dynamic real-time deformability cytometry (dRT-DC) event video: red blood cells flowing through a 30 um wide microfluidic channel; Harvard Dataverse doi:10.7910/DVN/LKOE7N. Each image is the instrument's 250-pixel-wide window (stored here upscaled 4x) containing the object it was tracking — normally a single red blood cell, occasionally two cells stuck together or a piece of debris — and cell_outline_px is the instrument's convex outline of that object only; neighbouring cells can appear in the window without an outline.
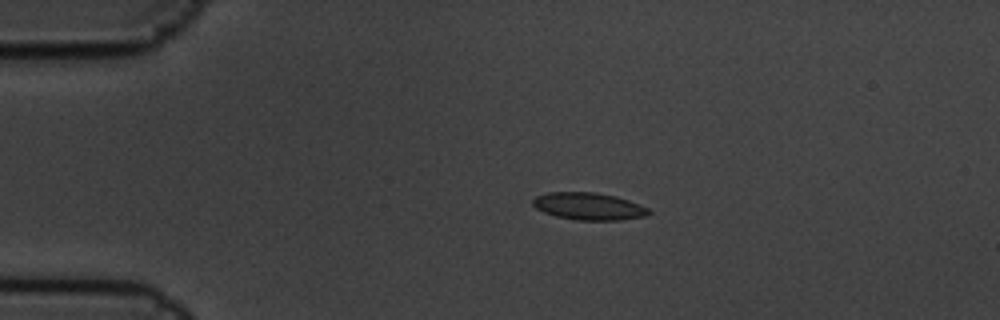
{"species": "common noctule bat (a hibernating species)", "species_latin": "Nyctalus noctula", "temperature_condition": "cold", "stored_images_in_passage": 4, "camera_frame_rate_fps": 3000, "um_per_image_px": 0.085, "animal": {"sex": "male", "body_mass_g": 19.5, "forearm_length_mm": 54.6}, "frame": {"image": 1, "passage_image": 3, "time_ms": 0.667, "image_size_px": [1000, 320], "cell_outline_px": [[652, 212], [648, 216], [620, 220], [576, 220], [556, 216], [544, 212], [536, 208], [532, 204], [532, 200], [536, 196], [548, 192], [596, 192], [616, 196], [640, 204], [648, 208]], "centroid_in_image_um": [50.07, 17.53], "position_along_channel_um": 34.9, "area_um2": 18.55}}